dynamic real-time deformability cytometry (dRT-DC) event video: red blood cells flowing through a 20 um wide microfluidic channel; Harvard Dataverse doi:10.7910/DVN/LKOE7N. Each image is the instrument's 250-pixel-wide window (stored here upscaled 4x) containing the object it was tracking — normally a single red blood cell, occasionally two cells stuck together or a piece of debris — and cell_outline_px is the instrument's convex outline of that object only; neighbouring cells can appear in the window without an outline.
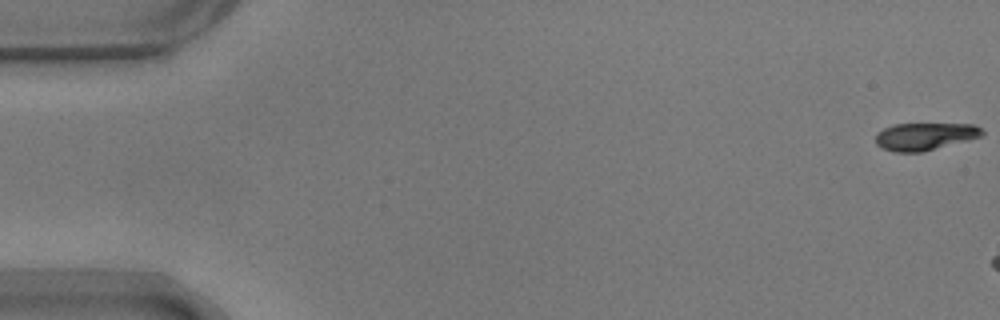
{"species": "common noctule bat (a hibernating species)", "species_latin": "Nyctalus noctula", "temperature_condition": "warm", "stored_images_in_passage": 6, "camera_frame_rate_fps": 3000, "um_per_image_px": 0.085, "animal": {"sex": "male", "body_mass_g": 17.9}, "frame": {"image": 1, "passage_image": 1, "time_ms": 0.0, "image_size_px": [1000, 320], "cell_outline_px": [[984, 136], [920, 152], [896, 152], [884, 148], [876, 144], [876, 132], [884, 128], [896, 124], [972, 124], [980, 128], [984, 132]], "centroid_in_image_um": [78.62, 11.58], "position_along_channel_um": 6.4, "area_um2": 16.82}}